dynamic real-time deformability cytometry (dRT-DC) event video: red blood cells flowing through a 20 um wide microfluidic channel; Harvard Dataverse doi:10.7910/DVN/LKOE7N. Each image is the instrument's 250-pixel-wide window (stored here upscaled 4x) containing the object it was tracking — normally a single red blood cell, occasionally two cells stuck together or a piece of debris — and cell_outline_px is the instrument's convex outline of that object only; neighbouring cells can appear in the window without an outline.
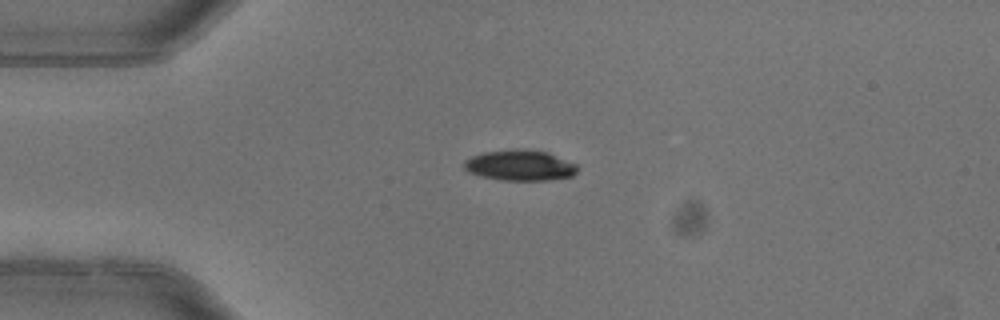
{"species": "common noctule bat (a hibernating species)", "species_latin": "Nyctalus noctula", "temperature_condition": "warm", "stored_images_in_passage": 2, "camera_frame_rate_fps": 3000, "um_per_image_px": 0.085, "animal": {"sex": "female"}, "frame": {"image": 1, "passage_image": 2, "time_ms": 0.333, "image_size_px": [1000, 320], "cell_outline_px": [[576, 172], [572, 176], [548, 180], [504, 180], [480, 176], [468, 172], [464, 168], [464, 160], [472, 156], [484, 152], [516, 148], [520, 148], [548, 152], [576, 164]], "centroid_in_image_um": [44.17, 14.04], "position_along_channel_um": 40.8, "area_um2": 20.23}}